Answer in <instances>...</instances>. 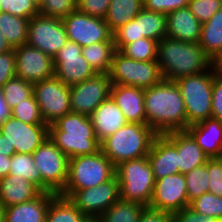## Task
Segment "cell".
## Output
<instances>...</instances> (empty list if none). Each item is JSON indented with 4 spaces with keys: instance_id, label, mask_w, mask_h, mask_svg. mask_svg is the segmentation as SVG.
I'll list each match as a JSON object with an SVG mask.
<instances>
[{
    "instance_id": "6da1fadb",
    "label": "cell",
    "mask_w": 222,
    "mask_h": 222,
    "mask_svg": "<svg viewBox=\"0 0 222 222\" xmlns=\"http://www.w3.org/2000/svg\"><path fill=\"white\" fill-rule=\"evenodd\" d=\"M144 107L147 125L158 135L187 129L184 100L175 81L162 80L144 89Z\"/></svg>"
},
{
    "instance_id": "7a4b0ae2",
    "label": "cell",
    "mask_w": 222,
    "mask_h": 222,
    "mask_svg": "<svg viewBox=\"0 0 222 222\" xmlns=\"http://www.w3.org/2000/svg\"><path fill=\"white\" fill-rule=\"evenodd\" d=\"M157 62L163 80L168 81L203 73L214 64L199 43L179 41L167 36L158 41Z\"/></svg>"
},
{
    "instance_id": "3957f363",
    "label": "cell",
    "mask_w": 222,
    "mask_h": 222,
    "mask_svg": "<svg viewBox=\"0 0 222 222\" xmlns=\"http://www.w3.org/2000/svg\"><path fill=\"white\" fill-rule=\"evenodd\" d=\"M48 137L68 157L90 155L100 150L89 116L68 113L48 125Z\"/></svg>"
},
{
    "instance_id": "277c9868",
    "label": "cell",
    "mask_w": 222,
    "mask_h": 222,
    "mask_svg": "<svg viewBox=\"0 0 222 222\" xmlns=\"http://www.w3.org/2000/svg\"><path fill=\"white\" fill-rule=\"evenodd\" d=\"M158 134L147 124L127 123L100 142V150L118 166L122 162L146 157Z\"/></svg>"
},
{
    "instance_id": "5b68a950",
    "label": "cell",
    "mask_w": 222,
    "mask_h": 222,
    "mask_svg": "<svg viewBox=\"0 0 222 222\" xmlns=\"http://www.w3.org/2000/svg\"><path fill=\"white\" fill-rule=\"evenodd\" d=\"M217 74L213 64L203 73L175 80L184 100L187 127L211 117L213 79Z\"/></svg>"
},
{
    "instance_id": "8992f818",
    "label": "cell",
    "mask_w": 222,
    "mask_h": 222,
    "mask_svg": "<svg viewBox=\"0 0 222 222\" xmlns=\"http://www.w3.org/2000/svg\"><path fill=\"white\" fill-rule=\"evenodd\" d=\"M115 176L120 199L149 206L155 179L147 156L122 162L116 166Z\"/></svg>"
},
{
    "instance_id": "52a82bcc",
    "label": "cell",
    "mask_w": 222,
    "mask_h": 222,
    "mask_svg": "<svg viewBox=\"0 0 222 222\" xmlns=\"http://www.w3.org/2000/svg\"><path fill=\"white\" fill-rule=\"evenodd\" d=\"M116 167L101 150L69 158L68 178L63 190L96 187L115 177Z\"/></svg>"
},
{
    "instance_id": "ba28073f",
    "label": "cell",
    "mask_w": 222,
    "mask_h": 222,
    "mask_svg": "<svg viewBox=\"0 0 222 222\" xmlns=\"http://www.w3.org/2000/svg\"><path fill=\"white\" fill-rule=\"evenodd\" d=\"M112 85H127L148 89L159 84L162 74L157 60L137 61L116 50L109 72Z\"/></svg>"
},
{
    "instance_id": "9c48e42d",
    "label": "cell",
    "mask_w": 222,
    "mask_h": 222,
    "mask_svg": "<svg viewBox=\"0 0 222 222\" xmlns=\"http://www.w3.org/2000/svg\"><path fill=\"white\" fill-rule=\"evenodd\" d=\"M42 179V192L59 194L68 178L69 158L47 137L32 154Z\"/></svg>"
},
{
    "instance_id": "30bf717a",
    "label": "cell",
    "mask_w": 222,
    "mask_h": 222,
    "mask_svg": "<svg viewBox=\"0 0 222 222\" xmlns=\"http://www.w3.org/2000/svg\"><path fill=\"white\" fill-rule=\"evenodd\" d=\"M59 194L67 197L86 217H100L120 199V186L115 176L96 187L62 190Z\"/></svg>"
},
{
    "instance_id": "8fae6325",
    "label": "cell",
    "mask_w": 222,
    "mask_h": 222,
    "mask_svg": "<svg viewBox=\"0 0 222 222\" xmlns=\"http://www.w3.org/2000/svg\"><path fill=\"white\" fill-rule=\"evenodd\" d=\"M33 94L47 125L72 112L70 87L55 76L33 83Z\"/></svg>"
},
{
    "instance_id": "7c38bea8",
    "label": "cell",
    "mask_w": 222,
    "mask_h": 222,
    "mask_svg": "<svg viewBox=\"0 0 222 222\" xmlns=\"http://www.w3.org/2000/svg\"><path fill=\"white\" fill-rule=\"evenodd\" d=\"M67 41L62 19L41 14L29 19L26 42L28 46L38 48L54 58Z\"/></svg>"
},
{
    "instance_id": "4fadbf2b",
    "label": "cell",
    "mask_w": 222,
    "mask_h": 222,
    "mask_svg": "<svg viewBox=\"0 0 222 222\" xmlns=\"http://www.w3.org/2000/svg\"><path fill=\"white\" fill-rule=\"evenodd\" d=\"M67 38L81 47L114 41L113 32L103 18L89 16L77 9L62 19Z\"/></svg>"
},
{
    "instance_id": "5bb4252c",
    "label": "cell",
    "mask_w": 222,
    "mask_h": 222,
    "mask_svg": "<svg viewBox=\"0 0 222 222\" xmlns=\"http://www.w3.org/2000/svg\"><path fill=\"white\" fill-rule=\"evenodd\" d=\"M54 76L69 87L94 77L97 73L82 56V47L67 41L53 58Z\"/></svg>"
},
{
    "instance_id": "9a60e30c",
    "label": "cell",
    "mask_w": 222,
    "mask_h": 222,
    "mask_svg": "<svg viewBox=\"0 0 222 222\" xmlns=\"http://www.w3.org/2000/svg\"><path fill=\"white\" fill-rule=\"evenodd\" d=\"M109 74H96L80 84L70 87L71 111L91 116L95 109L110 97Z\"/></svg>"
},
{
    "instance_id": "2e32d148",
    "label": "cell",
    "mask_w": 222,
    "mask_h": 222,
    "mask_svg": "<svg viewBox=\"0 0 222 222\" xmlns=\"http://www.w3.org/2000/svg\"><path fill=\"white\" fill-rule=\"evenodd\" d=\"M0 133L13 145L15 153L33 154L48 137V125L27 124L10 116L1 124Z\"/></svg>"
},
{
    "instance_id": "e0dca14e",
    "label": "cell",
    "mask_w": 222,
    "mask_h": 222,
    "mask_svg": "<svg viewBox=\"0 0 222 222\" xmlns=\"http://www.w3.org/2000/svg\"><path fill=\"white\" fill-rule=\"evenodd\" d=\"M150 207L174 214L188 206L185 175L181 173L155 180Z\"/></svg>"
},
{
    "instance_id": "ac0fdd59",
    "label": "cell",
    "mask_w": 222,
    "mask_h": 222,
    "mask_svg": "<svg viewBox=\"0 0 222 222\" xmlns=\"http://www.w3.org/2000/svg\"><path fill=\"white\" fill-rule=\"evenodd\" d=\"M16 77L36 83L54 77L53 58L27 44L14 48Z\"/></svg>"
},
{
    "instance_id": "d6986e66",
    "label": "cell",
    "mask_w": 222,
    "mask_h": 222,
    "mask_svg": "<svg viewBox=\"0 0 222 222\" xmlns=\"http://www.w3.org/2000/svg\"><path fill=\"white\" fill-rule=\"evenodd\" d=\"M147 158L155 180L179 173L177 148L165 135L155 137Z\"/></svg>"
},
{
    "instance_id": "ffe728a7",
    "label": "cell",
    "mask_w": 222,
    "mask_h": 222,
    "mask_svg": "<svg viewBox=\"0 0 222 222\" xmlns=\"http://www.w3.org/2000/svg\"><path fill=\"white\" fill-rule=\"evenodd\" d=\"M110 97L122 110L128 123L147 124L144 89L127 85H112Z\"/></svg>"
},
{
    "instance_id": "44dd1931",
    "label": "cell",
    "mask_w": 222,
    "mask_h": 222,
    "mask_svg": "<svg viewBox=\"0 0 222 222\" xmlns=\"http://www.w3.org/2000/svg\"><path fill=\"white\" fill-rule=\"evenodd\" d=\"M164 135L177 148L179 173L185 175L192 169L206 164L209 157L186 130L172 131Z\"/></svg>"
},
{
    "instance_id": "7402d4cb",
    "label": "cell",
    "mask_w": 222,
    "mask_h": 222,
    "mask_svg": "<svg viewBox=\"0 0 222 222\" xmlns=\"http://www.w3.org/2000/svg\"><path fill=\"white\" fill-rule=\"evenodd\" d=\"M186 131L209 158L222 156V122L210 117L189 125Z\"/></svg>"
},
{
    "instance_id": "603a6c76",
    "label": "cell",
    "mask_w": 222,
    "mask_h": 222,
    "mask_svg": "<svg viewBox=\"0 0 222 222\" xmlns=\"http://www.w3.org/2000/svg\"><path fill=\"white\" fill-rule=\"evenodd\" d=\"M166 27L169 38L189 43L200 40L202 24L188 6L168 13Z\"/></svg>"
},
{
    "instance_id": "cb8c5ba5",
    "label": "cell",
    "mask_w": 222,
    "mask_h": 222,
    "mask_svg": "<svg viewBox=\"0 0 222 222\" xmlns=\"http://www.w3.org/2000/svg\"><path fill=\"white\" fill-rule=\"evenodd\" d=\"M99 142L115 133L128 122L111 97L103 101L90 116Z\"/></svg>"
},
{
    "instance_id": "d4e9b609",
    "label": "cell",
    "mask_w": 222,
    "mask_h": 222,
    "mask_svg": "<svg viewBox=\"0 0 222 222\" xmlns=\"http://www.w3.org/2000/svg\"><path fill=\"white\" fill-rule=\"evenodd\" d=\"M41 193L34 183L19 175H8L0 179V204L4 208L33 200Z\"/></svg>"
},
{
    "instance_id": "484cf974",
    "label": "cell",
    "mask_w": 222,
    "mask_h": 222,
    "mask_svg": "<svg viewBox=\"0 0 222 222\" xmlns=\"http://www.w3.org/2000/svg\"><path fill=\"white\" fill-rule=\"evenodd\" d=\"M56 193L42 192L28 202L5 208V222H45L47 209Z\"/></svg>"
},
{
    "instance_id": "4316f807",
    "label": "cell",
    "mask_w": 222,
    "mask_h": 222,
    "mask_svg": "<svg viewBox=\"0 0 222 222\" xmlns=\"http://www.w3.org/2000/svg\"><path fill=\"white\" fill-rule=\"evenodd\" d=\"M198 43L214 64L222 58V8L202 24Z\"/></svg>"
},
{
    "instance_id": "83f0119b",
    "label": "cell",
    "mask_w": 222,
    "mask_h": 222,
    "mask_svg": "<svg viewBox=\"0 0 222 222\" xmlns=\"http://www.w3.org/2000/svg\"><path fill=\"white\" fill-rule=\"evenodd\" d=\"M143 9V0H111L104 20L114 33Z\"/></svg>"
},
{
    "instance_id": "f1b7e54d",
    "label": "cell",
    "mask_w": 222,
    "mask_h": 222,
    "mask_svg": "<svg viewBox=\"0 0 222 222\" xmlns=\"http://www.w3.org/2000/svg\"><path fill=\"white\" fill-rule=\"evenodd\" d=\"M115 51L114 41H103L82 47V56L96 73L109 74Z\"/></svg>"
},
{
    "instance_id": "f546056e",
    "label": "cell",
    "mask_w": 222,
    "mask_h": 222,
    "mask_svg": "<svg viewBox=\"0 0 222 222\" xmlns=\"http://www.w3.org/2000/svg\"><path fill=\"white\" fill-rule=\"evenodd\" d=\"M167 15L142 9L138 14L139 39L160 41L167 36Z\"/></svg>"
},
{
    "instance_id": "4dcf8cb0",
    "label": "cell",
    "mask_w": 222,
    "mask_h": 222,
    "mask_svg": "<svg viewBox=\"0 0 222 222\" xmlns=\"http://www.w3.org/2000/svg\"><path fill=\"white\" fill-rule=\"evenodd\" d=\"M29 19L0 11V31L14 49L27 42Z\"/></svg>"
},
{
    "instance_id": "1f68e13d",
    "label": "cell",
    "mask_w": 222,
    "mask_h": 222,
    "mask_svg": "<svg viewBox=\"0 0 222 222\" xmlns=\"http://www.w3.org/2000/svg\"><path fill=\"white\" fill-rule=\"evenodd\" d=\"M86 218L67 197L56 194L49 203L45 222H84Z\"/></svg>"
},
{
    "instance_id": "d6a6232c",
    "label": "cell",
    "mask_w": 222,
    "mask_h": 222,
    "mask_svg": "<svg viewBox=\"0 0 222 222\" xmlns=\"http://www.w3.org/2000/svg\"><path fill=\"white\" fill-rule=\"evenodd\" d=\"M143 205L119 199L101 216L103 222H138Z\"/></svg>"
},
{
    "instance_id": "836d02e7",
    "label": "cell",
    "mask_w": 222,
    "mask_h": 222,
    "mask_svg": "<svg viewBox=\"0 0 222 222\" xmlns=\"http://www.w3.org/2000/svg\"><path fill=\"white\" fill-rule=\"evenodd\" d=\"M9 175H19L34 183L42 191V179L38 168L35 166L32 154L15 153L11 156Z\"/></svg>"
},
{
    "instance_id": "e575fe53",
    "label": "cell",
    "mask_w": 222,
    "mask_h": 222,
    "mask_svg": "<svg viewBox=\"0 0 222 222\" xmlns=\"http://www.w3.org/2000/svg\"><path fill=\"white\" fill-rule=\"evenodd\" d=\"M2 96L10 110L33 95V83L14 77L1 88Z\"/></svg>"
},
{
    "instance_id": "d590c367",
    "label": "cell",
    "mask_w": 222,
    "mask_h": 222,
    "mask_svg": "<svg viewBox=\"0 0 222 222\" xmlns=\"http://www.w3.org/2000/svg\"><path fill=\"white\" fill-rule=\"evenodd\" d=\"M158 41L148 38L138 39L126 44L120 52L137 61L157 60Z\"/></svg>"
},
{
    "instance_id": "8d00e7d4",
    "label": "cell",
    "mask_w": 222,
    "mask_h": 222,
    "mask_svg": "<svg viewBox=\"0 0 222 222\" xmlns=\"http://www.w3.org/2000/svg\"><path fill=\"white\" fill-rule=\"evenodd\" d=\"M185 181L188 195V206L192 200L208 193L209 173L206 164L192 169L185 174Z\"/></svg>"
},
{
    "instance_id": "74e56055",
    "label": "cell",
    "mask_w": 222,
    "mask_h": 222,
    "mask_svg": "<svg viewBox=\"0 0 222 222\" xmlns=\"http://www.w3.org/2000/svg\"><path fill=\"white\" fill-rule=\"evenodd\" d=\"M189 207L202 215L222 221V197L204 193L192 200Z\"/></svg>"
},
{
    "instance_id": "f35d334b",
    "label": "cell",
    "mask_w": 222,
    "mask_h": 222,
    "mask_svg": "<svg viewBox=\"0 0 222 222\" xmlns=\"http://www.w3.org/2000/svg\"><path fill=\"white\" fill-rule=\"evenodd\" d=\"M11 116L27 124H45L34 94L17 104L11 110Z\"/></svg>"
},
{
    "instance_id": "ab89813d",
    "label": "cell",
    "mask_w": 222,
    "mask_h": 222,
    "mask_svg": "<svg viewBox=\"0 0 222 222\" xmlns=\"http://www.w3.org/2000/svg\"><path fill=\"white\" fill-rule=\"evenodd\" d=\"M1 11L14 16L31 19L39 14V5L34 0H0Z\"/></svg>"
},
{
    "instance_id": "60d3db41",
    "label": "cell",
    "mask_w": 222,
    "mask_h": 222,
    "mask_svg": "<svg viewBox=\"0 0 222 222\" xmlns=\"http://www.w3.org/2000/svg\"><path fill=\"white\" fill-rule=\"evenodd\" d=\"M77 0H43L39 5V14L63 19L76 10Z\"/></svg>"
},
{
    "instance_id": "b9f144b4",
    "label": "cell",
    "mask_w": 222,
    "mask_h": 222,
    "mask_svg": "<svg viewBox=\"0 0 222 222\" xmlns=\"http://www.w3.org/2000/svg\"><path fill=\"white\" fill-rule=\"evenodd\" d=\"M188 7L203 24L222 8V0H189Z\"/></svg>"
},
{
    "instance_id": "7bdbcfd3",
    "label": "cell",
    "mask_w": 222,
    "mask_h": 222,
    "mask_svg": "<svg viewBox=\"0 0 222 222\" xmlns=\"http://www.w3.org/2000/svg\"><path fill=\"white\" fill-rule=\"evenodd\" d=\"M116 50L120 51L126 44L139 39L138 15L113 33Z\"/></svg>"
},
{
    "instance_id": "ee69618b",
    "label": "cell",
    "mask_w": 222,
    "mask_h": 222,
    "mask_svg": "<svg viewBox=\"0 0 222 222\" xmlns=\"http://www.w3.org/2000/svg\"><path fill=\"white\" fill-rule=\"evenodd\" d=\"M207 169L209 173L208 192L222 197V161L219 158H209Z\"/></svg>"
},
{
    "instance_id": "f6af8a7d",
    "label": "cell",
    "mask_w": 222,
    "mask_h": 222,
    "mask_svg": "<svg viewBox=\"0 0 222 222\" xmlns=\"http://www.w3.org/2000/svg\"><path fill=\"white\" fill-rule=\"evenodd\" d=\"M111 0H77L76 9L93 17L105 18Z\"/></svg>"
},
{
    "instance_id": "bcb514c9",
    "label": "cell",
    "mask_w": 222,
    "mask_h": 222,
    "mask_svg": "<svg viewBox=\"0 0 222 222\" xmlns=\"http://www.w3.org/2000/svg\"><path fill=\"white\" fill-rule=\"evenodd\" d=\"M189 0H143V8L149 11L168 14L180 8L187 7Z\"/></svg>"
},
{
    "instance_id": "7dc6e473",
    "label": "cell",
    "mask_w": 222,
    "mask_h": 222,
    "mask_svg": "<svg viewBox=\"0 0 222 222\" xmlns=\"http://www.w3.org/2000/svg\"><path fill=\"white\" fill-rule=\"evenodd\" d=\"M14 77H16V59L13 49L0 54V88Z\"/></svg>"
},
{
    "instance_id": "c3c4849f",
    "label": "cell",
    "mask_w": 222,
    "mask_h": 222,
    "mask_svg": "<svg viewBox=\"0 0 222 222\" xmlns=\"http://www.w3.org/2000/svg\"><path fill=\"white\" fill-rule=\"evenodd\" d=\"M211 117L222 122V77L217 74L213 79Z\"/></svg>"
},
{
    "instance_id": "681fc988",
    "label": "cell",
    "mask_w": 222,
    "mask_h": 222,
    "mask_svg": "<svg viewBox=\"0 0 222 222\" xmlns=\"http://www.w3.org/2000/svg\"><path fill=\"white\" fill-rule=\"evenodd\" d=\"M138 222H173V214L150 206H144Z\"/></svg>"
},
{
    "instance_id": "f907efd6",
    "label": "cell",
    "mask_w": 222,
    "mask_h": 222,
    "mask_svg": "<svg viewBox=\"0 0 222 222\" xmlns=\"http://www.w3.org/2000/svg\"><path fill=\"white\" fill-rule=\"evenodd\" d=\"M173 222H211V217L195 212L187 206L173 214Z\"/></svg>"
},
{
    "instance_id": "816d5d0a",
    "label": "cell",
    "mask_w": 222,
    "mask_h": 222,
    "mask_svg": "<svg viewBox=\"0 0 222 222\" xmlns=\"http://www.w3.org/2000/svg\"><path fill=\"white\" fill-rule=\"evenodd\" d=\"M12 156L15 154V149L13 145L7 141V138L0 133V155Z\"/></svg>"
},
{
    "instance_id": "f5cc1de1",
    "label": "cell",
    "mask_w": 222,
    "mask_h": 222,
    "mask_svg": "<svg viewBox=\"0 0 222 222\" xmlns=\"http://www.w3.org/2000/svg\"><path fill=\"white\" fill-rule=\"evenodd\" d=\"M11 156L0 155V179L9 175Z\"/></svg>"
},
{
    "instance_id": "db71d44e",
    "label": "cell",
    "mask_w": 222,
    "mask_h": 222,
    "mask_svg": "<svg viewBox=\"0 0 222 222\" xmlns=\"http://www.w3.org/2000/svg\"><path fill=\"white\" fill-rule=\"evenodd\" d=\"M10 116H11L10 108L6 104L0 90V124H2Z\"/></svg>"
},
{
    "instance_id": "11a10c76",
    "label": "cell",
    "mask_w": 222,
    "mask_h": 222,
    "mask_svg": "<svg viewBox=\"0 0 222 222\" xmlns=\"http://www.w3.org/2000/svg\"><path fill=\"white\" fill-rule=\"evenodd\" d=\"M13 50V48L9 45L4 35L0 31V54Z\"/></svg>"
},
{
    "instance_id": "9f6ffc18",
    "label": "cell",
    "mask_w": 222,
    "mask_h": 222,
    "mask_svg": "<svg viewBox=\"0 0 222 222\" xmlns=\"http://www.w3.org/2000/svg\"><path fill=\"white\" fill-rule=\"evenodd\" d=\"M84 222H103L100 217H87Z\"/></svg>"
},
{
    "instance_id": "6f0895ef",
    "label": "cell",
    "mask_w": 222,
    "mask_h": 222,
    "mask_svg": "<svg viewBox=\"0 0 222 222\" xmlns=\"http://www.w3.org/2000/svg\"><path fill=\"white\" fill-rule=\"evenodd\" d=\"M0 222H5V208L0 204Z\"/></svg>"
},
{
    "instance_id": "680465c9",
    "label": "cell",
    "mask_w": 222,
    "mask_h": 222,
    "mask_svg": "<svg viewBox=\"0 0 222 222\" xmlns=\"http://www.w3.org/2000/svg\"><path fill=\"white\" fill-rule=\"evenodd\" d=\"M215 66H216L217 72H222V58L217 63H215Z\"/></svg>"
},
{
    "instance_id": "91938a15",
    "label": "cell",
    "mask_w": 222,
    "mask_h": 222,
    "mask_svg": "<svg viewBox=\"0 0 222 222\" xmlns=\"http://www.w3.org/2000/svg\"><path fill=\"white\" fill-rule=\"evenodd\" d=\"M211 222H222V221H220V220H218L216 218H211Z\"/></svg>"
},
{
    "instance_id": "94428289",
    "label": "cell",
    "mask_w": 222,
    "mask_h": 222,
    "mask_svg": "<svg viewBox=\"0 0 222 222\" xmlns=\"http://www.w3.org/2000/svg\"><path fill=\"white\" fill-rule=\"evenodd\" d=\"M38 5L42 3L43 0H34Z\"/></svg>"
}]
</instances>
